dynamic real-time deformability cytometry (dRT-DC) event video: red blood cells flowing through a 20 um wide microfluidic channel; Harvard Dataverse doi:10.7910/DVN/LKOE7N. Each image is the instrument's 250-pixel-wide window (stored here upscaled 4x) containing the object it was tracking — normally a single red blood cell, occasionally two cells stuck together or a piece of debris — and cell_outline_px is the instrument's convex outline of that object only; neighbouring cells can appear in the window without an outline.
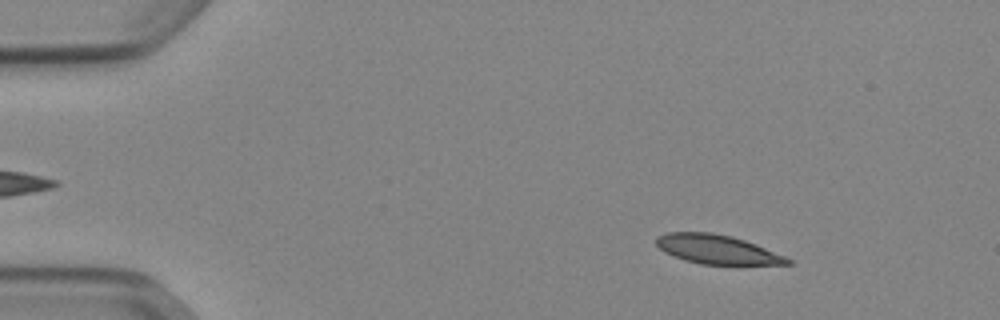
{"species": "Egyptian fruit bat (a non-hibernating species)", "species_latin": "Rousettus aegyptiacus", "temperature_condition": "cold", "stored_images_in_passage": 52, "camera_frame_rate_fps": 3000, "um_per_image_px": 0.085, "animal": {"sex": "female"}, "frame": {"image": 1, "passage_image": 7, "time_ms": 2.0, "image_size_px": [1000, 320], "cell_outline_px": [[792, 264], [700, 264], [684, 260], [664, 252], [656, 244], [656, 236], [668, 232], [712, 232], [732, 236], [744, 240], [784, 256], [792, 260]], "centroid_in_image_um": [60.9, 21.19], "position_along_channel_um": 24.1, "area_um2": 22.02}}
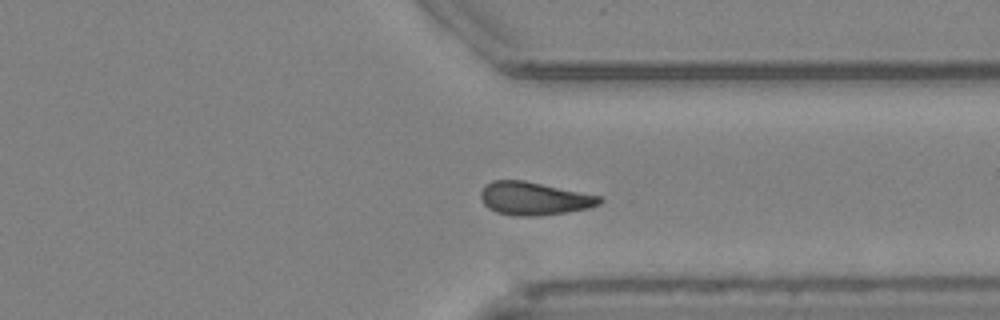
{"frame": {"image": 2, "passage_image": 40, "time_ms": 13.0, "image_size_px": [1000, 320], "cell_outline_px": [[604, 200], [600, 204], [588, 208], [564, 212], [536, 216], [516, 216], [496, 212], [488, 208], [484, 204], [480, 196], [480, 192], [484, 184], [492, 180], [524, 180], [600, 196]], "centroid_in_image_um": [45.35, 16.86], "position_along_channel_um": 366.0, "area_um2": 22.89}}
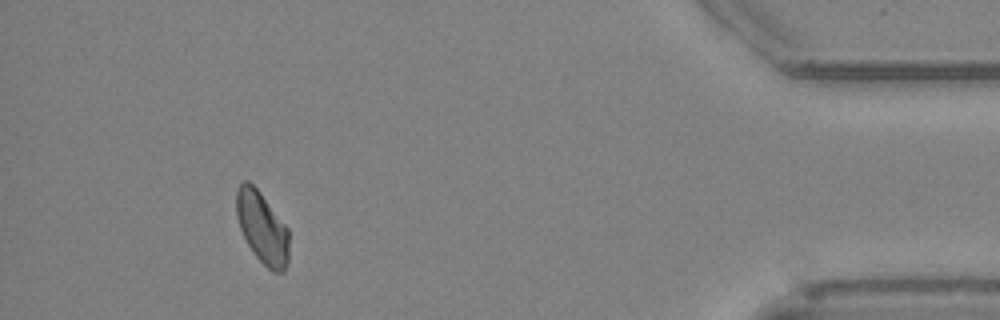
{"frame": {"image": 3, "passage_image": 48, "time_ms": 15.667, "image_size_px": [1000, 320], "cell_outline_px": [[288, 260], [284, 272], [272, 272], [256, 256], [248, 244], [240, 228], [236, 216], [236, 192], [240, 184], [244, 180], [248, 180], [260, 192], [288, 228]], "centroid_in_image_um": [22.28, 19.34], "position_along_channel_um": 412.9, "area_um2": 21.79}}